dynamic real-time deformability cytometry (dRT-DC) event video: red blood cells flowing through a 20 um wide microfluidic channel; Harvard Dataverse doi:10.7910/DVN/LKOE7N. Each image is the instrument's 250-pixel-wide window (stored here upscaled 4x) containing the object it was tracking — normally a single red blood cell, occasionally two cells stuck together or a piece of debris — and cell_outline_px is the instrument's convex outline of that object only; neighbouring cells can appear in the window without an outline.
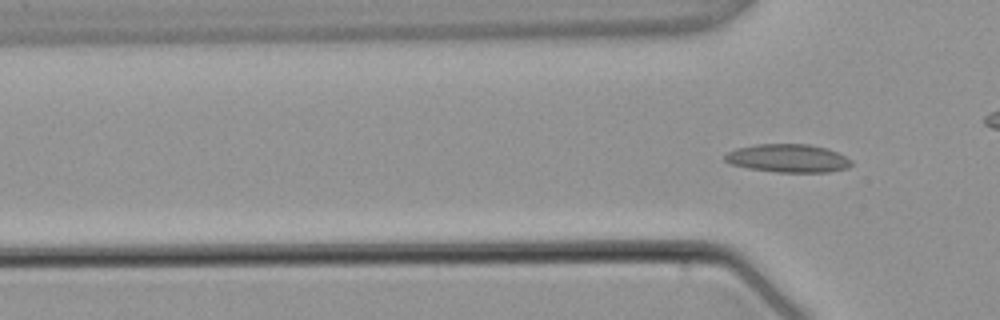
{"species": "common noctule bat (a hibernating species)", "species_latin": "Nyctalus noctula", "temperature_condition": "warm", "stored_images_in_passage": 4, "camera_frame_rate_fps": 3000, "um_per_image_px": 0.085, "animal": {"sex": "male", "body_mass_g": 21.5, "forearm_length_mm": 52.0}, "frame": {"image": 1, "passage_image": 4, "time_ms": 3.667, "image_size_px": [1000, 320], "cell_outline_px": [[852, 164], [848, 168], [828, 172], [776, 172], [748, 168], [728, 164], [724, 160], [724, 156], [728, 152], [736, 148], [756, 144], [808, 144], [828, 148], [852, 160]], "centroid_in_image_um": [66.96, 13.45], "position_along_channel_um": 58.8, "area_um2": 20.92}}